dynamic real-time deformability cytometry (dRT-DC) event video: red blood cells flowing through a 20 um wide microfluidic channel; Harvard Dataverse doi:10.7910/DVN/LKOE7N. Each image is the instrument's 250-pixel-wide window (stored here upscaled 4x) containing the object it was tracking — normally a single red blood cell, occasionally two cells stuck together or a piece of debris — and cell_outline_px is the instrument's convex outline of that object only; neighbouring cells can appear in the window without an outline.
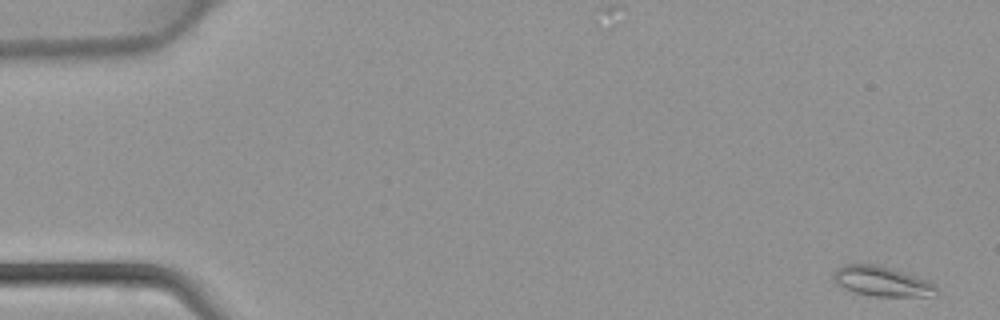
{"species": "common noctule bat (a hibernating species)", "species_latin": "Nyctalus noctula", "temperature_condition": "warm", "stored_images_in_passage": 4, "camera_frame_rate_fps": 3000, "um_per_image_px": 0.085, "animal": {"sex": "female", "body_mass_g": 22.7, "forearm_length_mm": 54.2}, "frame": {"image": 1, "passage_image": 1, "time_ms": 0.0, "image_size_px": [1000, 320], "cell_outline_px": [[936, 296], [872, 296], [856, 292], [844, 288], [836, 284], [832, 276], [832, 272], [836, 268], [844, 264], [880, 264], [928, 280], [936, 284]], "centroid_in_image_um": [74.94, 23.9], "position_along_channel_um": 10.1, "area_um2": 18.15}}